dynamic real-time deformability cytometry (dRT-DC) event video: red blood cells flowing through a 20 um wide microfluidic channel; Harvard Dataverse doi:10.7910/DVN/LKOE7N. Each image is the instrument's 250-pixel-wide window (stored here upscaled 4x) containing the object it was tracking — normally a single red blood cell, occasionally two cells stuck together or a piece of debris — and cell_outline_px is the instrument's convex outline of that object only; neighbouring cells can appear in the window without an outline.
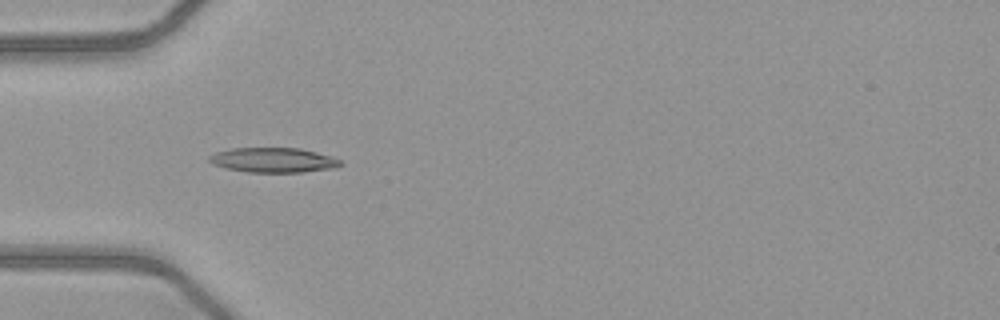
{"species": "common noctule bat (a hibernating species)", "species_latin": "Nyctalus noctula", "temperature_condition": "warm", "stored_images_in_passage": 50, "camera_frame_rate_fps": 3000, "um_per_image_px": 0.085, "animal": {"sex": "female", "body_mass_g": 21.9}, "frame": {"image": 1, "passage_image": 16, "time_ms": 5.0, "image_size_px": [1000, 320], "cell_outline_px": [[344, 164], [336, 168], [304, 172], [248, 172], [228, 168], [212, 164], [208, 160], [208, 156], [216, 152], [232, 148], [300, 148], [332, 156], [340, 160]], "centroid_in_image_um": [23.27, 13.6], "position_along_channel_um": 61.7, "area_um2": 19.02}}
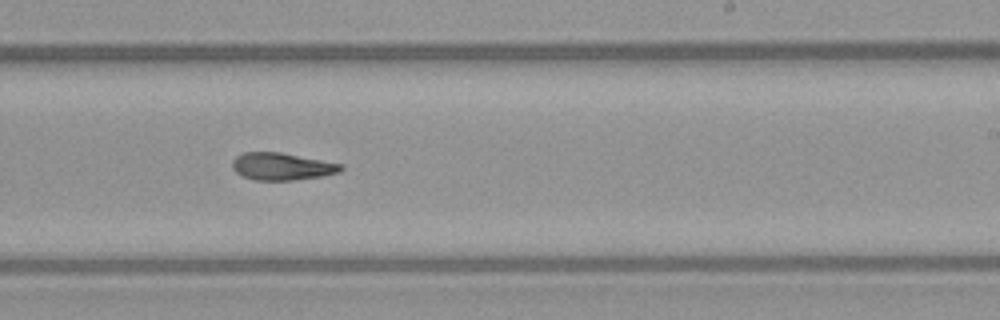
{"frame": {"image": 2, "passage_image": 31, "time_ms": 10.0, "image_size_px": [1000, 320], "cell_outline_px": [[344, 168], [340, 172], [324, 176], [292, 180], [256, 180], [244, 176], [236, 172], [232, 168], [232, 160], [236, 156], [244, 152], [280, 152], [344, 164]], "centroid_in_image_um": [23.99, 14.14], "position_along_channel_um": 265.0, "area_um2": 17.34}}
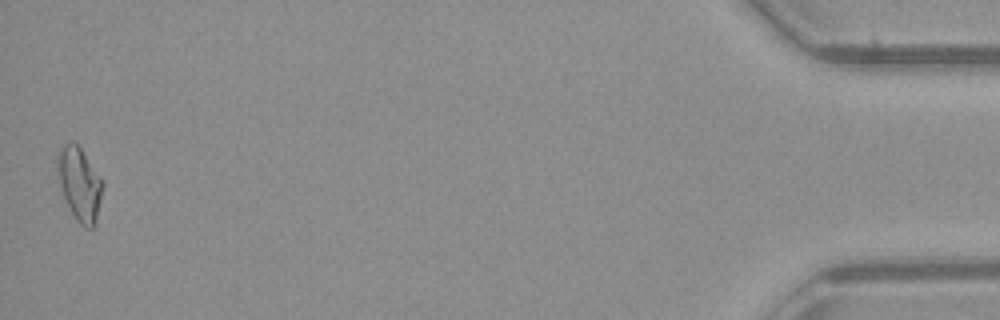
{"frame": {"image": 3, "passage_image": 50, "time_ms": 16.333, "image_size_px": [1000, 320], "cell_outline_px": [[104, 184], [96, 216], [92, 228], [84, 228], [76, 220], [64, 196], [60, 184], [56, 168], [56, 156], [60, 148], [64, 144], [72, 140], [80, 148]], "centroid_in_image_um": [6.72, 15.6], "position_along_channel_um": 428.5, "area_um2": 18.79}}